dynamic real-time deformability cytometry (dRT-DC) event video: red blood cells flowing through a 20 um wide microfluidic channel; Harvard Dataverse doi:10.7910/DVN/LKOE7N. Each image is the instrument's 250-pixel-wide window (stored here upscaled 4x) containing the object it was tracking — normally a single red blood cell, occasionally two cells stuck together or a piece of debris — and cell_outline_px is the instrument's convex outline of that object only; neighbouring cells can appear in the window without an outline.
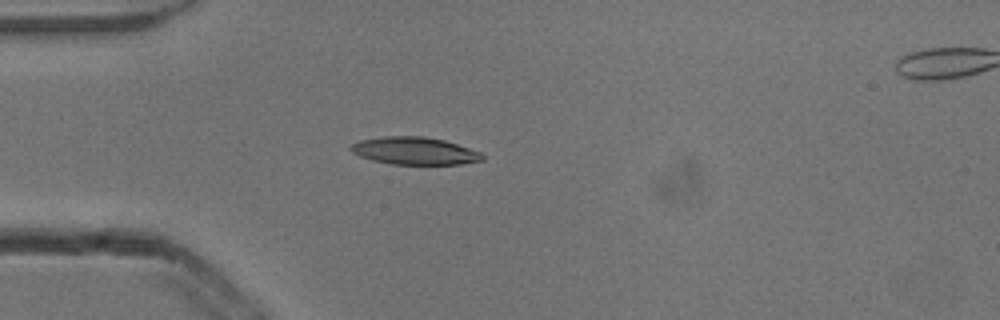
{"species": "common noctule bat (a hibernating species)", "species_latin": "Nyctalus noctula", "temperature_condition": "cold", "stored_images_in_passage": 3, "camera_frame_rate_fps": 3000, "um_per_image_px": 0.085, "animal": {"sex": "male", "body_mass_g": 13.3}, "frame": {"image": 1, "passage_image": 2, "time_ms": 0.333, "image_size_px": [1000, 320], "cell_outline_px": [[484, 160], [460, 164], [392, 164], [372, 160], [360, 156], [352, 152], [348, 148], [352, 144], [360, 140], [384, 136], [424, 136], [444, 140], [480, 152], [484, 156]], "centroid_in_image_um": [35.22, 12.82], "position_along_channel_um": 49.8, "area_um2": 20.98}}